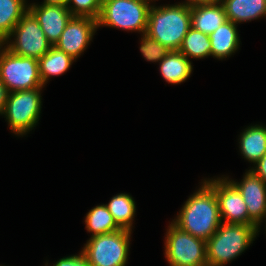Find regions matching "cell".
<instances>
[{
	"label": "cell",
	"instance_id": "10",
	"mask_svg": "<svg viewBox=\"0 0 266 266\" xmlns=\"http://www.w3.org/2000/svg\"><path fill=\"white\" fill-rule=\"evenodd\" d=\"M214 190L223 223L249 225L247 206L242 194L228 177L205 180Z\"/></svg>",
	"mask_w": 266,
	"mask_h": 266
},
{
	"label": "cell",
	"instance_id": "8",
	"mask_svg": "<svg viewBox=\"0 0 266 266\" xmlns=\"http://www.w3.org/2000/svg\"><path fill=\"white\" fill-rule=\"evenodd\" d=\"M165 257L170 266H207L206 241L171 222L165 238Z\"/></svg>",
	"mask_w": 266,
	"mask_h": 266
},
{
	"label": "cell",
	"instance_id": "7",
	"mask_svg": "<svg viewBox=\"0 0 266 266\" xmlns=\"http://www.w3.org/2000/svg\"><path fill=\"white\" fill-rule=\"evenodd\" d=\"M42 88L10 92L7 97L4 115L8 125L16 135L27 134L39 121L41 113Z\"/></svg>",
	"mask_w": 266,
	"mask_h": 266
},
{
	"label": "cell",
	"instance_id": "22",
	"mask_svg": "<svg viewBox=\"0 0 266 266\" xmlns=\"http://www.w3.org/2000/svg\"><path fill=\"white\" fill-rule=\"evenodd\" d=\"M85 225L87 232L92 233L91 237L120 230L104 204L97 205L87 213Z\"/></svg>",
	"mask_w": 266,
	"mask_h": 266
},
{
	"label": "cell",
	"instance_id": "5",
	"mask_svg": "<svg viewBox=\"0 0 266 266\" xmlns=\"http://www.w3.org/2000/svg\"><path fill=\"white\" fill-rule=\"evenodd\" d=\"M131 232L120 229L93 236L81 251L90 266H125L129 255Z\"/></svg>",
	"mask_w": 266,
	"mask_h": 266
},
{
	"label": "cell",
	"instance_id": "27",
	"mask_svg": "<svg viewBox=\"0 0 266 266\" xmlns=\"http://www.w3.org/2000/svg\"><path fill=\"white\" fill-rule=\"evenodd\" d=\"M255 167L251 168L259 178H261L266 183V153L262 156V158L255 163Z\"/></svg>",
	"mask_w": 266,
	"mask_h": 266
},
{
	"label": "cell",
	"instance_id": "4",
	"mask_svg": "<svg viewBox=\"0 0 266 266\" xmlns=\"http://www.w3.org/2000/svg\"><path fill=\"white\" fill-rule=\"evenodd\" d=\"M153 0H103L98 27L109 26L122 30L146 33L149 10Z\"/></svg>",
	"mask_w": 266,
	"mask_h": 266
},
{
	"label": "cell",
	"instance_id": "23",
	"mask_svg": "<svg viewBox=\"0 0 266 266\" xmlns=\"http://www.w3.org/2000/svg\"><path fill=\"white\" fill-rule=\"evenodd\" d=\"M179 51L188 59H202L211 56V42L209 35L190 27L188 33L183 39Z\"/></svg>",
	"mask_w": 266,
	"mask_h": 266
},
{
	"label": "cell",
	"instance_id": "1",
	"mask_svg": "<svg viewBox=\"0 0 266 266\" xmlns=\"http://www.w3.org/2000/svg\"><path fill=\"white\" fill-rule=\"evenodd\" d=\"M172 223L182 231L207 241L222 223L215 190L204 180Z\"/></svg>",
	"mask_w": 266,
	"mask_h": 266
},
{
	"label": "cell",
	"instance_id": "20",
	"mask_svg": "<svg viewBox=\"0 0 266 266\" xmlns=\"http://www.w3.org/2000/svg\"><path fill=\"white\" fill-rule=\"evenodd\" d=\"M105 206L120 229L132 231L136 205L131 195L126 193L117 194Z\"/></svg>",
	"mask_w": 266,
	"mask_h": 266
},
{
	"label": "cell",
	"instance_id": "16",
	"mask_svg": "<svg viewBox=\"0 0 266 266\" xmlns=\"http://www.w3.org/2000/svg\"><path fill=\"white\" fill-rule=\"evenodd\" d=\"M226 18L235 24L266 16V0H221Z\"/></svg>",
	"mask_w": 266,
	"mask_h": 266
},
{
	"label": "cell",
	"instance_id": "25",
	"mask_svg": "<svg viewBox=\"0 0 266 266\" xmlns=\"http://www.w3.org/2000/svg\"><path fill=\"white\" fill-rule=\"evenodd\" d=\"M140 51L147 61L160 62L170 50L144 33L141 38Z\"/></svg>",
	"mask_w": 266,
	"mask_h": 266
},
{
	"label": "cell",
	"instance_id": "2",
	"mask_svg": "<svg viewBox=\"0 0 266 266\" xmlns=\"http://www.w3.org/2000/svg\"><path fill=\"white\" fill-rule=\"evenodd\" d=\"M191 27V7L185 3L151 6L146 34L171 50H179Z\"/></svg>",
	"mask_w": 266,
	"mask_h": 266
},
{
	"label": "cell",
	"instance_id": "24",
	"mask_svg": "<svg viewBox=\"0 0 266 266\" xmlns=\"http://www.w3.org/2000/svg\"><path fill=\"white\" fill-rule=\"evenodd\" d=\"M66 6L73 16L90 17L98 20L102 0H68Z\"/></svg>",
	"mask_w": 266,
	"mask_h": 266
},
{
	"label": "cell",
	"instance_id": "26",
	"mask_svg": "<svg viewBox=\"0 0 266 266\" xmlns=\"http://www.w3.org/2000/svg\"><path fill=\"white\" fill-rule=\"evenodd\" d=\"M48 266V263L45 264ZM53 266H90L88 263L87 258L82 253H79L78 255H72L61 258L59 261H57Z\"/></svg>",
	"mask_w": 266,
	"mask_h": 266
},
{
	"label": "cell",
	"instance_id": "14",
	"mask_svg": "<svg viewBox=\"0 0 266 266\" xmlns=\"http://www.w3.org/2000/svg\"><path fill=\"white\" fill-rule=\"evenodd\" d=\"M227 21L221 2L191 6V27L210 35Z\"/></svg>",
	"mask_w": 266,
	"mask_h": 266
},
{
	"label": "cell",
	"instance_id": "3",
	"mask_svg": "<svg viewBox=\"0 0 266 266\" xmlns=\"http://www.w3.org/2000/svg\"><path fill=\"white\" fill-rule=\"evenodd\" d=\"M258 232L254 225L222 222L206 241L207 266H223L232 261L250 246Z\"/></svg>",
	"mask_w": 266,
	"mask_h": 266
},
{
	"label": "cell",
	"instance_id": "30",
	"mask_svg": "<svg viewBox=\"0 0 266 266\" xmlns=\"http://www.w3.org/2000/svg\"><path fill=\"white\" fill-rule=\"evenodd\" d=\"M68 0H44L42 4L66 5Z\"/></svg>",
	"mask_w": 266,
	"mask_h": 266
},
{
	"label": "cell",
	"instance_id": "15",
	"mask_svg": "<svg viewBox=\"0 0 266 266\" xmlns=\"http://www.w3.org/2000/svg\"><path fill=\"white\" fill-rule=\"evenodd\" d=\"M209 39L211 42V56L217 59L223 60L231 56L240 46L237 25L229 20L210 34Z\"/></svg>",
	"mask_w": 266,
	"mask_h": 266
},
{
	"label": "cell",
	"instance_id": "19",
	"mask_svg": "<svg viewBox=\"0 0 266 266\" xmlns=\"http://www.w3.org/2000/svg\"><path fill=\"white\" fill-rule=\"evenodd\" d=\"M75 61L70 55L52 46L39 60V75L45 86L49 77L65 73Z\"/></svg>",
	"mask_w": 266,
	"mask_h": 266
},
{
	"label": "cell",
	"instance_id": "13",
	"mask_svg": "<svg viewBox=\"0 0 266 266\" xmlns=\"http://www.w3.org/2000/svg\"><path fill=\"white\" fill-rule=\"evenodd\" d=\"M28 10L37 19L47 40L54 46L73 17L66 5L30 4Z\"/></svg>",
	"mask_w": 266,
	"mask_h": 266
},
{
	"label": "cell",
	"instance_id": "29",
	"mask_svg": "<svg viewBox=\"0 0 266 266\" xmlns=\"http://www.w3.org/2000/svg\"><path fill=\"white\" fill-rule=\"evenodd\" d=\"M221 0H187L183 3H185L186 5L194 6V5H199V4H215L220 2Z\"/></svg>",
	"mask_w": 266,
	"mask_h": 266
},
{
	"label": "cell",
	"instance_id": "11",
	"mask_svg": "<svg viewBox=\"0 0 266 266\" xmlns=\"http://www.w3.org/2000/svg\"><path fill=\"white\" fill-rule=\"evenodd\" d=\"M97 28L96 19L73 16L54 46L76 60L88 47Z\"/></svg>",
	"mask_w": 266,
	"mask_h": 266
},
{
	"label": "cell",
	"instance_id": "6",
	"mask_svg": "<svg viewBox=\"0 0 266 266\" xmlns=\"http://www.w3.org/2000/svg\"><path fill=\"white\" fill-rule=\"evenodd\" d=\"M0 80L9 93L44 87L38 60L16 55L3 44L0 45Z\"/></svg>",
	"mask_w": 266,
	"mask_h": 266
},
{
	"label": "cell",
	"instance_id": "17",
	"mask_svg": "<svg viewBox=\"0 0 266 266\" xmlns=\"http://www.w3.org/2000/svg\"><path fill=\"white\" fill-rule=\"evenodd\" d=\"M164 80L170 84L186 81L193 71L191 61L179 50H171L159 62Z\"/></svg>",
	"mask_w": 266,
	"mask_h": 266
},
{
	"label": "cell",
	"instance_id": "12",
	"mask_svg": "<svg viewBox=\"0 0 266 266\" xmlns=\"http://www.w3.org/2000/svg\"><path fill=\"white\" fill-rule=\"evenodd\" d=\"M243 177L241 182L230 181L240 191L246 203L249 225L259 229L266 218V183L250 169Z\"/></svg>",
	"mask_w": 266,
	"mask_h": 266
},
{
	"label": "cell",
	"instance_id": "21",
	"mask_svg": "<svg viewBox=\"0 0 266 266\" xmlns=\"http://www.w3.org/2000/svg\"><path fill=\"white\" fill-rule=\"evenodd\" d=\"M26 0H0V42H4L28 11Z\"/></svg>",
	"mask_w": 266,
	"mask_h": 266
},
{
	"label": "cell",
	"instance_id": "9",
	"mask_svg": "<svg viewBox=\"0 0 266 266\" xmlns=\"http://www.w3.org/2000/svg\"><path fill=\"white\" fill-rule=\"evenodd\" d=\"M12 37L14 41L11 40ZM12 53L39 60L51 47L37 19L28 10L16 24L8 38L2 42Z\"/></svg>",
	"mask_w": 266,
	"mask_h": 266
},
{
	"label": "cell",
	"instance_id": "18",
	"mask_svg": "<svg viewBox=\"0 0 266 266\" xmlns=\"http://www.w3.org/2000/svg\"><path fill=\"white\" fill-rule=\"evenodd\" d=\"M239 148L246 160L257 163L266 153V127L248 126L240 135Z\"/></svg>",
	"mask_w": 266,
	"mask_h": 266
},
{
	"label": "cell",
	"instance_id": "28",
	"mask_svg": "<svg viewBox=\"0 0 266 266\" xmlns=\"http://www.w3.org/2000/svg\"><path fill=\"white\" fill-rule=\"evenodd\" d=\"M8 94H9V92H8L7 88L5 87L3 82L0 80V115L4 111Z\"/></svg>",
	"mask_w": 266,
	"mask_h": 266
}]
</instances>
